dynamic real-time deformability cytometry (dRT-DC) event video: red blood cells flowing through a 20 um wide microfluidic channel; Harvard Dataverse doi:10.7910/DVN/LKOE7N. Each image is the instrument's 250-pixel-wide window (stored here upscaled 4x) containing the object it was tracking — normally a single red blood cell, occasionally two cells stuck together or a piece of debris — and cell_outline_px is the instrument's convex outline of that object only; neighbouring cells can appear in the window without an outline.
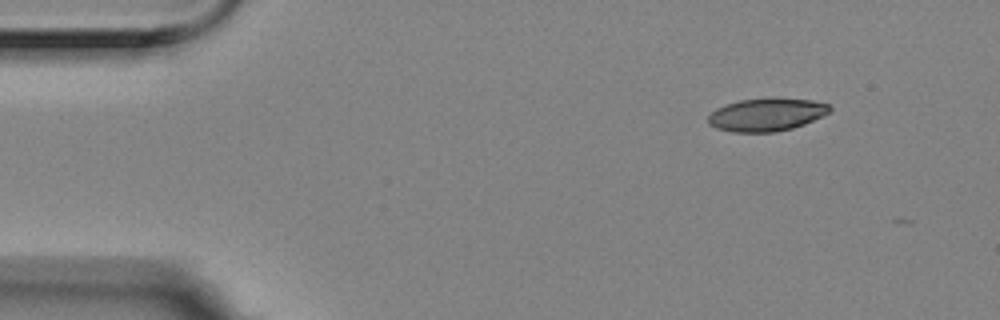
{"species": "Egyptian fruit bat (a non-hibernating species)", "species_latin": "Rousettus aegyptiacus", "temperature_condition": "room temperature", "stored_images_in_passage": 4, "camera_frame_rate_fps": 3000, "um_per_image_px": 0.085, "animal": {"sex": "female"}, "frame": {"image": 1, "passage_image": 1, "time_ms": 0.0, "image_size_px": [1000, 320], "cell_outline_px": [[832, 112], [824, 116], [804, 124], [792, 128], [772, 132], [732, 132], [716, 128], [708, 124], [708, 116], [716, 108], [724, 104], [740, 100], [776, 96], [812, 100], [828, 104], [832, 108]], "centroid_in_image_um": [65.18, 9.71], "position_along_channel_um": 19.8, "area_um2": 23.87}}
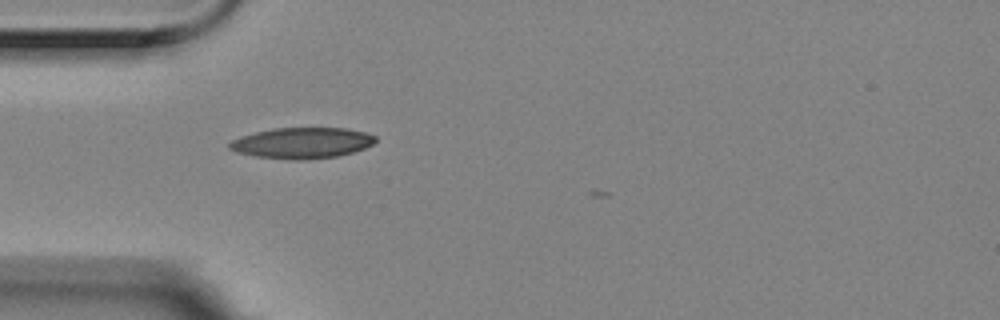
{"frame": {"image": 2, "passage_image": 4, "time_ms": 1.0, "image_size_px": [1000, 320], "cell_outline_px": [[376, 140], [372, 144], [364, 148], [352, 152], [336, 156], [304, 160], [292, 160], [256, 156], [236, 152], [228, 148], [228, 144], [232, 140], [240, 136], [272, 128], [348, 128], [364, 132], [376, 136]], "centroid_in_image_um": [25.65, 12.15], "position_along_channel_um": 59.4, "area_um2": 26.24}}